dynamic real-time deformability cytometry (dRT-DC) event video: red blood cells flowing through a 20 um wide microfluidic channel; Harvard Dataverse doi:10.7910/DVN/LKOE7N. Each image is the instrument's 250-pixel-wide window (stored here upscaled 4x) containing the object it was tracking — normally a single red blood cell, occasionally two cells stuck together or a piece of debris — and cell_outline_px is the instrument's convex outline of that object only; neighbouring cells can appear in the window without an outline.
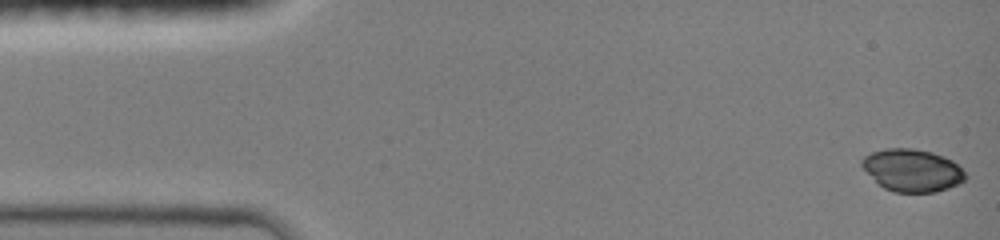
{"species": "common noctule bat (a hibernating species)", "species_latin": "Nyctalus noctula", "temperature_condition": "room temperature", "stored_images_in_passage": 12, "camera_frame_rate_fps": 3000, "um_per_image_px": 0.085, "animal": {"sex": "female", "body_mass_g": 19.0, "forearm_length_mm": 51.5}, "frame": {"image": 1, "passage_image": 1, "time_ms": 0.0, "image_size_px": [1000, 240], "cell_outline_px": [[964, 180], [948, 188], [932, 192], [896, 192], [884, 188], [860, 164], [860, 160], [864, 156], [872, 152], [888, 148], [912, 148], [932, 152], [952, 160], [964, 172]], "centroid_in_image_um": [77.52, 14.46], "position_along_channel_um": 7.5, "area_um2": 25.09}}
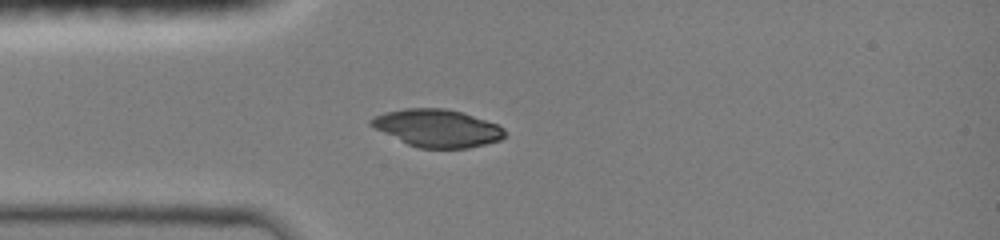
{"frame": {"image": 2, "passage_image": 7, "time_ms": 3.667, "image_size_px": [1000, 240], "cell_outline_px": [[504, 136], [500, 140], [468, 148], [420, 148], [408, 144], [368, 124], [368, 120], [384, 112], [404, 108], [444, 108], [460, 112], [496, 124], [504, 128]], "centroid_in_image_um": [37.15, 10.89], "position_along_channel_um": 47.9, "area_um2": 28.78}}
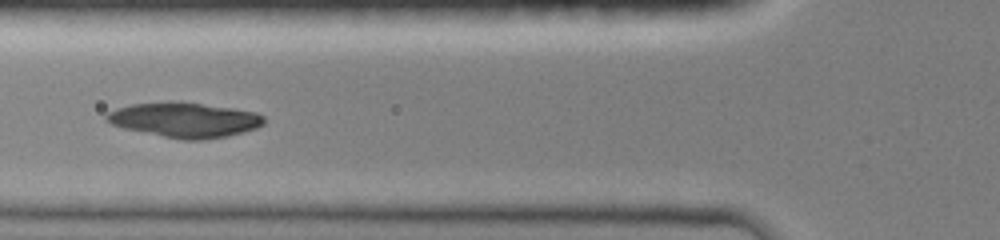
{"frame": {"image": 3, "passage_image": 10, "time_ms": 5.333, "image_size_px": [1000, 240], "cell_outline_px": [[264, 124], [256, 128], [244, 132], [224, 136], [200, 140], [184, 140], [124, 128], [112, 124], [104, 120], [104, 116], [108, 112], [116, 108], [132, 104], [200, 104], [232, 108], [256, 112], [264, 116]], "centroid_in_image_um": [15.71, 10.22], "position_along_channel_um": 110.1, "area_um2": 30.92}}